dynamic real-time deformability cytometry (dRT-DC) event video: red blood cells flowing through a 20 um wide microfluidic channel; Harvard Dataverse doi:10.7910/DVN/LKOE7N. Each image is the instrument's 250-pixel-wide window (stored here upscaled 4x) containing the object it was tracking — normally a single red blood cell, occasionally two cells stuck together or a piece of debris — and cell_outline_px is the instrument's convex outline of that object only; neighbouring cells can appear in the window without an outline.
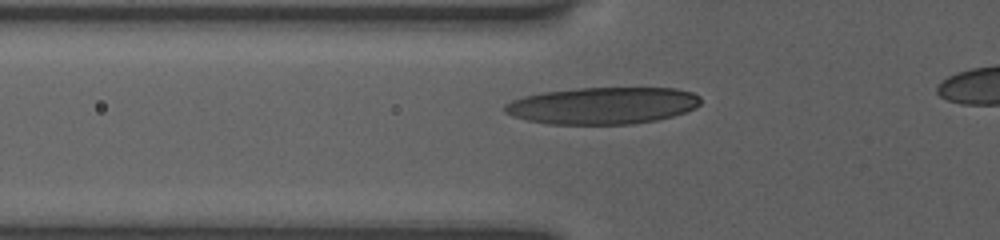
{"species": "human", "species_latin": "Homo sapiens", "temperature_condition": "room temperature", "stored_images_in_passage": 36, "camera_frame_rate_fps": 3000, "um_per_image_px": 0.085, "donor": {"sex": "female"}, "frame": {"image": 1, "passage_image": 2, "time_ms": 0.333, "image_size_px": [1000, 240], "cell_outline_px": [[700, 104], [696, 108], [672, 116], [656, 120], [632, 124], [548, 124], [528, 120], [512, 116], [504, 112], [504, 104], [512, 100], [524, 96], [544, 92], [580, 88], [676, 88], [692, 92], [700, 96]], "centroid_in_image_um": [51.23, 8.98], "position_along_channel_um": 74.6, "area_um2": 42.14}}
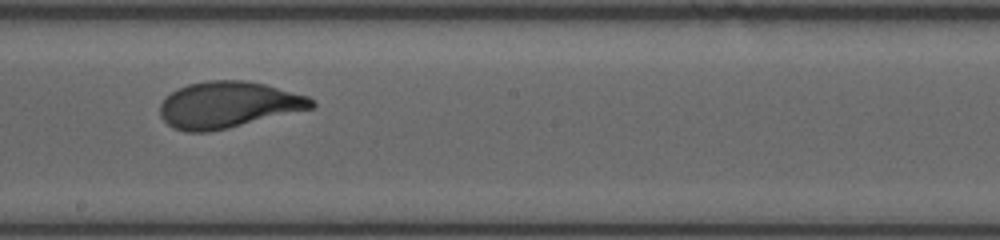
{"frame": {"image": 2, "passage_image": 18, "time_ms": 4.333, "image_size_px": [1000, 240], "cell_outline_px": [[316, 104], [312, 108], [228, 128], [208, 132], [184, 132], [172, 128], [160, 116], [160, 104], [172, 92], [188, 84], [208, 80], [248, 80], [264, 84], [308, 96]], "centroid_in_image_um": [19.37, 8.91], "position_along_channel_um": 228.8, "area_um2": 40.69}}
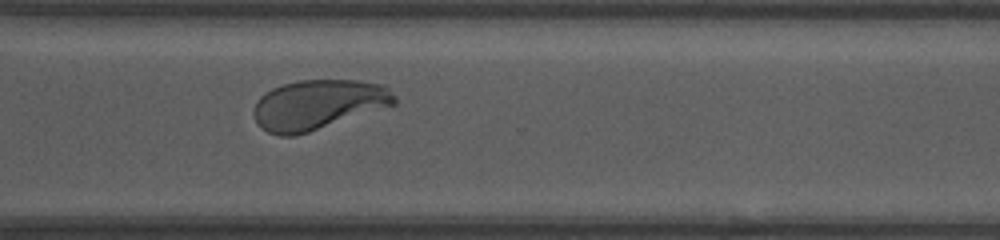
{"frame": {"image": 3, "passage_image": 35, "time_ms": 7.333, "image_size_px": [1000, 240], "cell_outline_px": [[396, 104], [308, 132], [292, 136], [280, 136], [268, 132], [260, 128], [252, 112], [256, 100], [260, 96], [272, 88], [284, 84], [300, 80], [356, 80], [384, 84], [396, 96]], "centroid_in_image_um": [27.02, 8.89], "position_along_channel_um": 343.6, "area_um2": 40.81}}